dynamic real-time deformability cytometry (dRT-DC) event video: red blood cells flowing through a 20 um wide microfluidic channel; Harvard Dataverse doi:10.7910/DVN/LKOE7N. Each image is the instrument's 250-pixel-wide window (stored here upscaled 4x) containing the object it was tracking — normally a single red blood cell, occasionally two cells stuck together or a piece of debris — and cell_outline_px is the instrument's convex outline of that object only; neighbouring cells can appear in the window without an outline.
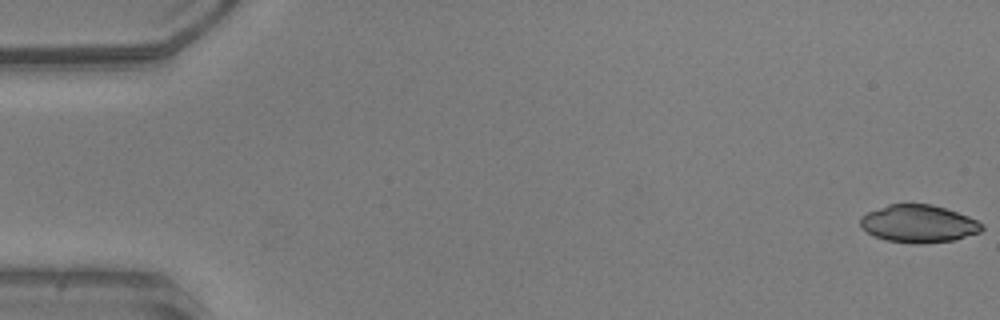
{"species": "common noctule bat (a hibernating species)", "species_latin": "Nyctalus noctula", "temperature_condition": "warm", "stored_images_in_passage": 52, "camera_frame_rate_fps": 3000, "um_per_image_px": 0.085, "animal": {"sex": "male", "body_mass_g": 20.5, "forearm_length_mm": 52.5}, "frame": {"image": 1, "passage_image": 1, "time_ms": 0.0, "image_size_px": [1000, 320], "cell_outline_px": [[984, 228], [980, 232], [956, 240], [920, 244], [912, 244], [884, 240], [872, 236], [860, 224], [860, 216], [868, 212], [888, 204], [932, 204], [968, 216], [984, 224]], "centroid_in_image_um": [78.08, 19.03], "position_along_channel_um": 6.9, "area_um2": 26.82}}
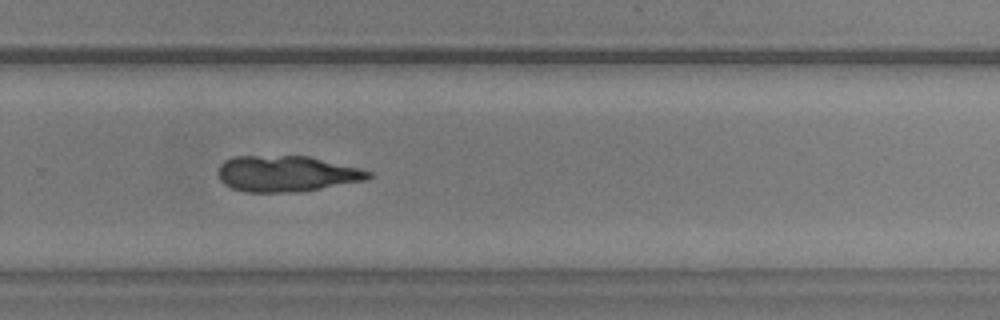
{"frame": {"image": 2, "passage_image": 35, "time_ms": 11.333, "image_size_px": [1000, 320], "cell_outline_px": [[372, 176], [368, 180], [296, 192], [244, 192], [232, 188], [224, 184], [220, 180], [220, 164], [224, 160], [232, 156], [308, 156], [360, 168], [372, 172]], "centroid_in_image_um": [24.37, 14.76], "position_along_channel_um": 305.4, "area_um2": 31.44}}
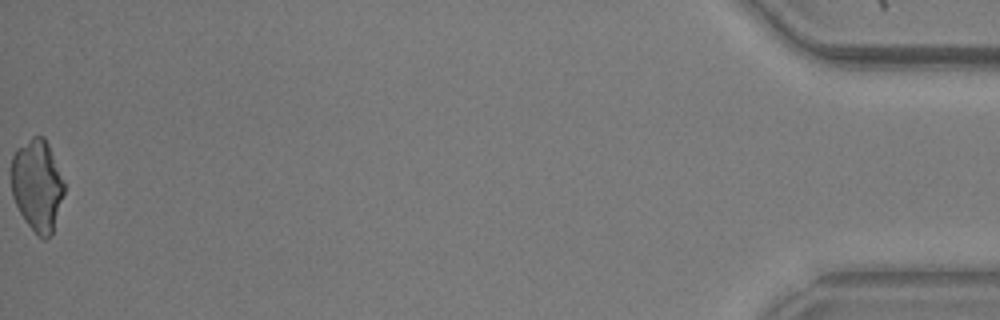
{"frame": {"image": 3, "passage_image": 52, "time_ms": 17.0, "image_size_px": [1000, 320], "cell_outline_px": [[64, 192], [52, 232], [44, 240], [36, 236], [24, 220], [12, 196], [12, 156], [16, 148], [32, 136], [44, 136], [48, 144], [64, 184]], "centroid_in_image_um": [3.14, 15.76], "position_along_channel_um": 432.1, "area_um2": 27.98}}